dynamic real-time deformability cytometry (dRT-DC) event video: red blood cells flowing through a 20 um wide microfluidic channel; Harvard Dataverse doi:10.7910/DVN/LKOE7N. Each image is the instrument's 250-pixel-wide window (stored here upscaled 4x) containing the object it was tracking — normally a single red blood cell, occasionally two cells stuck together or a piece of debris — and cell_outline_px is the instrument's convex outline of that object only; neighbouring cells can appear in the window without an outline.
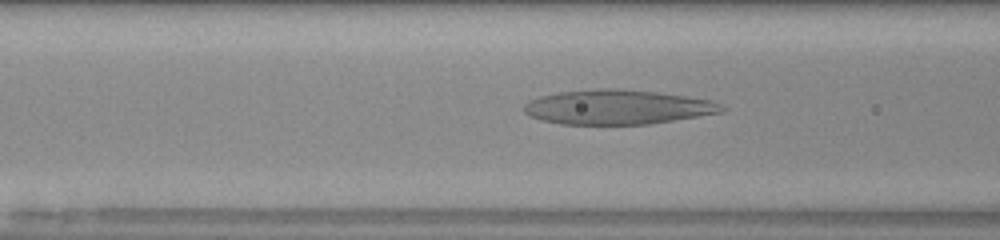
{"species": "human", "species_latin": "Homo sapiens", "temperature_condition": "room temperature", "stored_images_in_passage": 43, "camera_frame_rate_fps": 3000, "um_per_image_px": 0.085, "donor": {"sex": "male"}, "frame": {"image": 1, "passage_image": 12, "time_ms": 3.667, "image_size_px": [1000, 240], "cell_outline_px": [[728, 108], [724, 112], [648, 124], [560, 124], [528, 116], [524, 112], [524, 104], [528, 100], [540, 96], [560, 92], [600, 88], [612, 88], [656, 92], [712, 100]], "centroid_in_image_um": [52.48, 9.1], "position_along_channel_um": 114.1, "area_um2": 39.71}}
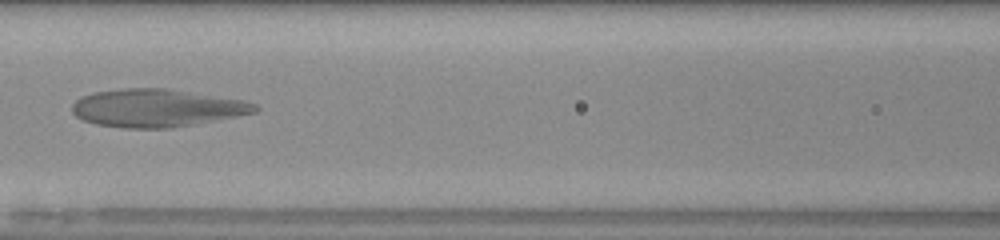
{"frame": {"image": 2, "passage_image": 15, "time_ms": 4.667, "image_size_px": [1000, 240], "cell_outline_px": [[260, 108], [256, 112], [236, 116], [172, 128], [124, 128], [96, 124], [84, 120], [76, 116], [72, 112], [72, 104], [76, 100], [92, 92], [124, 88], [164, 88], [244, 100], [256, 104]], "centroid_in_image_um": [13.31, 9.18], "position_along_channel_um": 153.3, "area_um2": 40.11}}
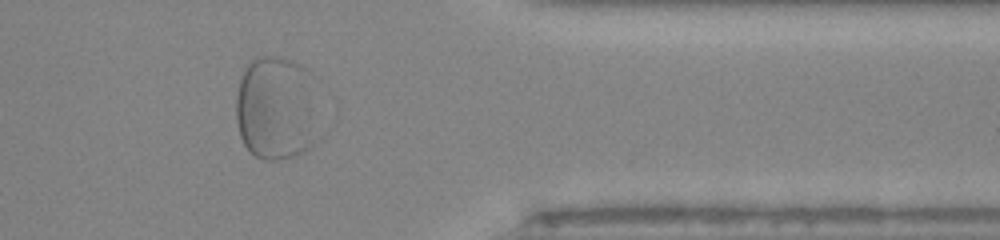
{"frame": {"image": 3, "passage_image": 34, "time_ms": 11.0, "image_size_px": [1000, 240], "cell_outline_px": [[312, 144], [304, 152], [296, 156], [276, 160], [264, 160], [256, 156], [244, 144], [240, 136], [236, 120], [236, 96], [240, 80], [244, 68], [248, 60], [256, 56], [276, 56], [292, 60], [300, 64], [312, 76]], "centroid_in_image_um": [23.37, 9.16], "position_along_channel_um": 388.0, "area_um2": 49.71}}